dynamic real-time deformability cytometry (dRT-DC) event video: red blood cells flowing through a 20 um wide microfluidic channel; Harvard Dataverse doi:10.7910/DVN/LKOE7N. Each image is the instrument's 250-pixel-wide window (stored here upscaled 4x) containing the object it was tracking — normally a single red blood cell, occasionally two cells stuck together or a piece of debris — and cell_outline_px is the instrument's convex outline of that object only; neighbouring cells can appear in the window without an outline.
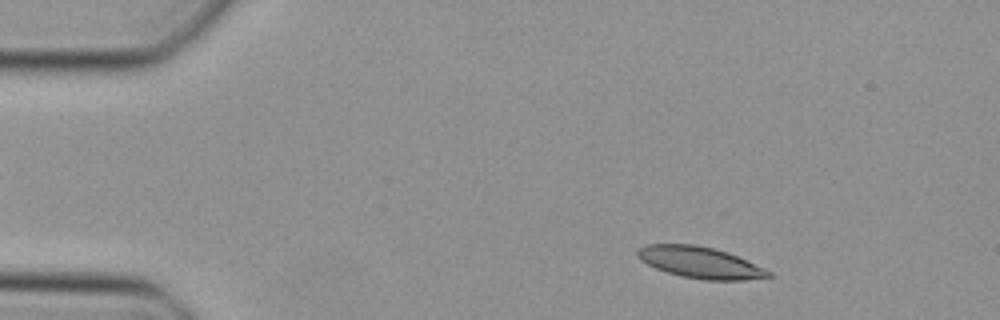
{"species": "Egyptian fruit bat (a non-hibernating species)", "species_latin": "Rousettus aegyptiacus", "temperature_condition": "cold", "stored_images_in_passage": 46, "camera_frame_rate_fps": 3000, "um_per_image_px": 0.085, "animal": {"sex": "female"}, "frame": {"image": 1, "passage_image": 5, "time_ms": 1.333, "image_size_px": [1000, 320], "cell_outline_px": [[772, 276], [744, 280], [704, 280], [684, 276], [668, 272], [656, 268], [640, 260], [636, 256], [636, 252], [640, 248], [648, 244], [696, 244], [728, 252], [764, 268], [772, 272]], "centroid_in_image_um": [59.5, 22.3], "position_along_channel_um": 25.5, "area_um2": 23.76}}
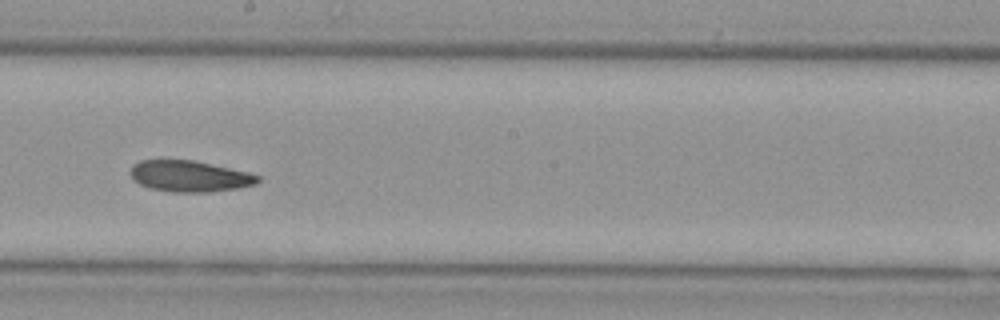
{"frame": {"image": 2, "passage_image": 25, "time_ms": 8.0, "image_size_px": [1000, 320], "cell_outline_px": [[260, 180], [256, 184], [236, 188], [208, 192], [172, 192], [152, 188], [140, 184], [132, 180], [128, 172], [132, 164], [140, 160], [192, 160], [248, 172], [260, 176]], "centroid_in_image_um": [16.06, 14.97], "position_along_channel_um": 232.1, "area_um2": 23.12}}
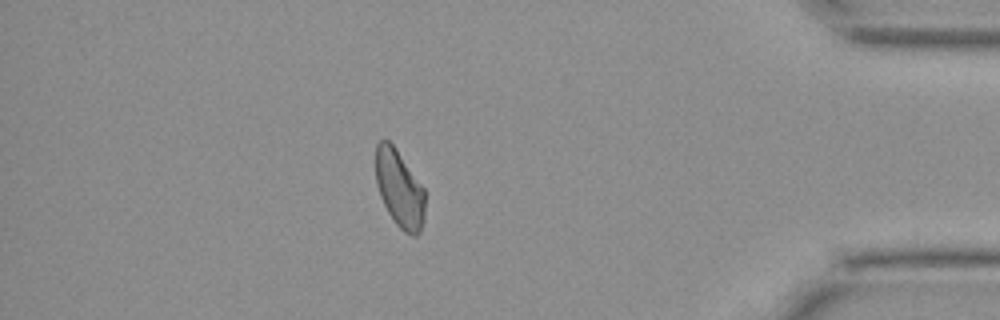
{"frame": {"image": 3, "passage_image": 40, "time_ms": 13.0, "image_size_px": [1000, 320], "cell_outline_px": [[424, 220], [420, 232], [416, 236], [412, 236], [404, 232], [396, 224], [388, 212], [380, 196], [376, 184], [376, 144], [380, 140], [388, 140], [396, 148], [424, 188]], "centroid_in_image_um": [33.95, 16.06], "position_along_channel_um": 401.2, "area_um2": 22.2}}